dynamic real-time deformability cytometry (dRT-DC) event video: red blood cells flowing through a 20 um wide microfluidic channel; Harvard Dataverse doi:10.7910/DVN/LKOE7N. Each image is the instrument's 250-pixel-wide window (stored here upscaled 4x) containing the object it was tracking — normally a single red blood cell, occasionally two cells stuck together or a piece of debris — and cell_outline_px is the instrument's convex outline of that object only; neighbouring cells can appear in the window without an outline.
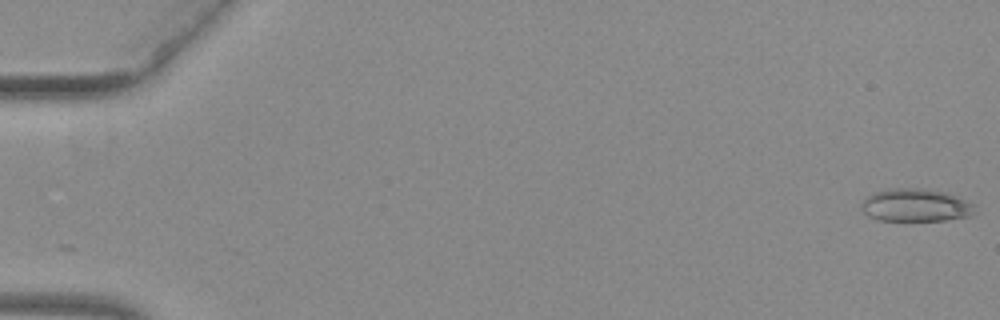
{"species": "common noctule bat (a hibernating species)", "species_latin": "Nyctalus noctula", "temperature_condition": "warm", "stored_images_in_passage": 53, "camera_frame_rate_fps": 3000, "um_per_image_px": 0.085, "animal": {"sex": "female", "body_mass_g": 29.2, "forearm_length_mm": 56.3}, "frame": {"image": 1, "passage_image": 1, "time_ms": 0.0, "image_size_px": [1000, 320], "cell_outline_px": [[972, 216], [944, 220], [904, 224], [880, 220], [868, 216], [864, 212], [864, 200], [872, 192], [892, 188], [924, 188], [944, 192], [956, 196], [972, 204]], "centroid_in_image_um": [77.79, 17.49], "position_along_channel_um": 7.2, "area_um2": 22.2}}
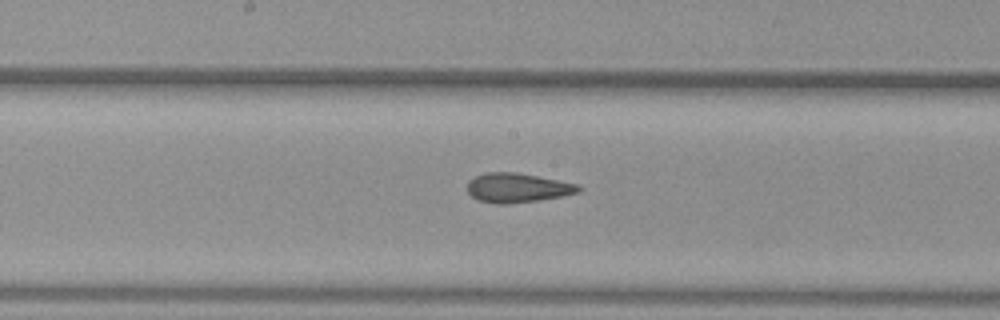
{"frame": {"image": 2, "passage_image": 29, "time_ms": 9.333, "image_size_px": [1000, 320], "cell_outline_px": [[580, 192], [560, 196], [536, 200], [508, 204], [496, 204], [476, 200], [468, 192], [468, 180], [484, 172], [516, 172], [576, 184], [580, 188]], "centroid_in_image_um": [43.91, 15.96], "position_along_channel_um": 204.3, "area_um2": 18.79}}
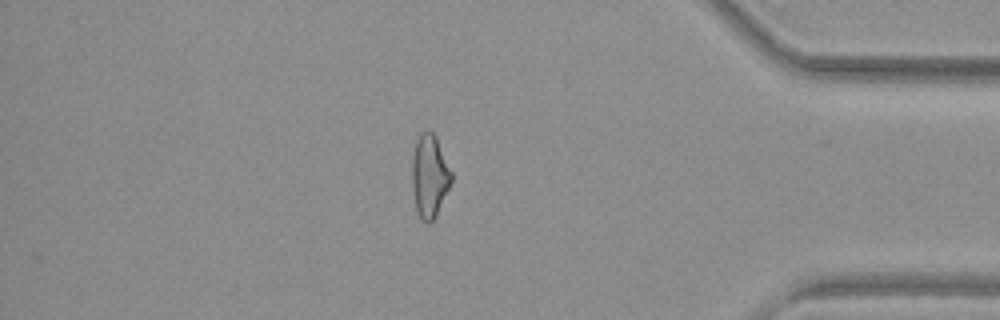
{"frame": {"image": 3, "passage_image": 46, "time_ms": 15.0, "image_size_px": [1000, 320], "cell_outline_px": [[452, 180], [436, 216], [428, 224], [420, 220], [416, 212], [412, 192], [412, 152], [416, 140], [420, 132], [432, 132], [436, 136], [452, 172]], "centroid_in_image_um": [36.49, 14.98], "position_along_channel_um": 398.7, "area_um2": 19.25}, "authors_computed_cell_mechanics": {"area_um2": 19.941, "velocity_mm_per_s": 3.992, "shape_relaxation_time_tau1_ms": null, "shape_relaxation_time_tau2_ms": 2.3348, "deformation_change_tau1": null, "deformation_change_tau2": 0.113}}